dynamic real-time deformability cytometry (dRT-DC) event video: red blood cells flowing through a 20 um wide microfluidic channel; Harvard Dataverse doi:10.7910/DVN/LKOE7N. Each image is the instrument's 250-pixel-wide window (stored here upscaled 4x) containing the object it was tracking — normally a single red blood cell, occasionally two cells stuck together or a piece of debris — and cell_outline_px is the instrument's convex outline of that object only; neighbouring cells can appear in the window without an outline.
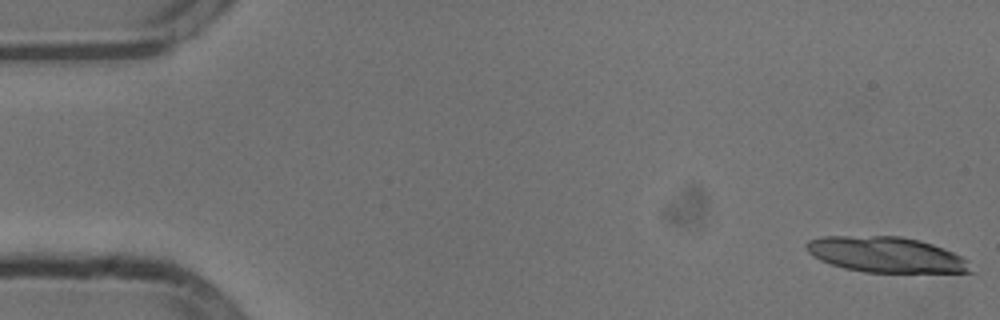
{"species": "common noctule bat (a hibernating species)", "species_latin": "Nyctalus noctula", "temperature_condition": "cold", "stored_images_in_passage": 20, "camera_frame_rate_fps": 3000, "um_per_image_px": 0.085, "animal": {"sex": "male", "body_mass_g": 13.3}, "frame": {"image": 1, "passage_image": 1, "time_ms": 0.0, "image_size_px": [1000, 320], "cell_outline_px": [[976, 272], [864, 272], [844, 268], [820, 260], [812, 256], [808, 252], [804, 244], [808, 240], [820, 236], [900, 236], [920, 240], [944, 248], [968, 260]], "centroid_in_image_um": [75.31, 21.64], "position_along_channel_um": 9.7, "area_um2": 34.16}}
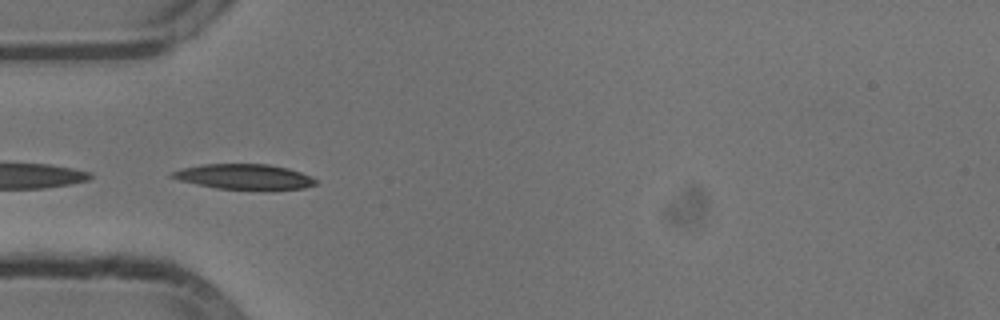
{"frame": {"image": 2, "passage_image": 17, "time_ms": 5.333, "image_size_px": [1000, 320], "cell_outline_px": [[316, 184], [304, 188], [264, 192], [216, 188], [180, 180], [168, 176], [172, 172], [180, 168], [200, 164], [268, 164], [288, 168], [312, 176], [316, 180]], "centroid_in_image_um": [20.8, 15.05], "position_along_channel_um": 64.2, "area_um2": 21.85}}